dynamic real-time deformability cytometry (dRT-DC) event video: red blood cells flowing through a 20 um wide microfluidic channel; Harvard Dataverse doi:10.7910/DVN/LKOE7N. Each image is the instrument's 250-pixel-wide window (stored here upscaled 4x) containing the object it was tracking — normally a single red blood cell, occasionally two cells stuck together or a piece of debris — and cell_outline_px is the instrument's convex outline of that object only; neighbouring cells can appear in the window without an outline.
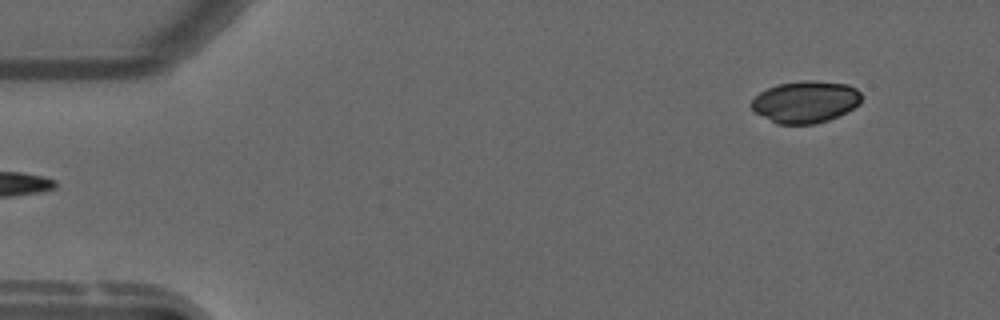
{"species": "common noctule bat (a hibernating species)", "species_latin": "Nyctalus noctula", "temperature_condition": "warm", "stored_images_in_passage": 8, "camera_frame_rate_fps": 3000, "um_per_image_px": 0.085, "animal": {"sex": "male", "forearm_length_mm": 52.5}, "frame": {"image": 1, "passage_image": 1, "time_ms": 0.0, "image_size_px": [1000, 320], "cell_outline_px": [[860, 96], [856, 104], [832, 116], [820, 120], [780, 120], [764, 112], [776, 88], [788, 84], [836, 84], [852, 88]], "centroid_in_image_um": [68.88, 8.62], "position_along_channel_um": 16.1, "area_um2": 19.77}}